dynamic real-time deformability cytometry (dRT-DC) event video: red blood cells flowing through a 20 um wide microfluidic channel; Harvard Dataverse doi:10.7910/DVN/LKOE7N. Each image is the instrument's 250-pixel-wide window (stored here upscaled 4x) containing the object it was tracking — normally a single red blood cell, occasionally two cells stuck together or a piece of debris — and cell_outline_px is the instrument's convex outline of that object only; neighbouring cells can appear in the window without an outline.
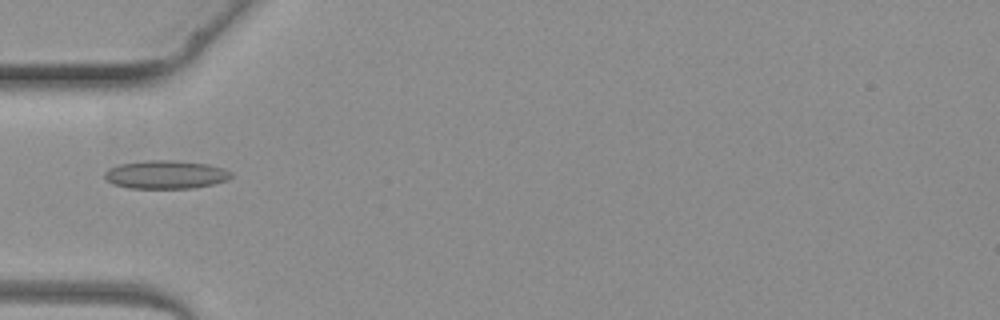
{"species": "common noctule bat (a hibernating species)", "species_latin": "Nyctalus noctula", "temperature_condition": "warm", "stored_images_in_passage": 4, "camera_frame_rate_fps": 3000, "um_per_image_px": 0.085, "animal": {"sex": "female", "body_mass_g": 19.3, "forearm_length_mm": 54.1}, "frame": {"image": 1, "passage_image": 4, "time_ms": 3.667, "image_size_px": [1000, 320], "cell_outline_px": [[232, 176], [228, 180], [212, 184], [192, 188], [128, 188], [112, 184], [104, 176], [104, 172], [108, 168], [120, 164], [144, 160], [172, 160], [208, 164], [224, 168], [232, 172]], "centroid_in_image_um": [14.08, 14.83], "position_along_channel_um": 70.9, "area_um2": 20.98}}